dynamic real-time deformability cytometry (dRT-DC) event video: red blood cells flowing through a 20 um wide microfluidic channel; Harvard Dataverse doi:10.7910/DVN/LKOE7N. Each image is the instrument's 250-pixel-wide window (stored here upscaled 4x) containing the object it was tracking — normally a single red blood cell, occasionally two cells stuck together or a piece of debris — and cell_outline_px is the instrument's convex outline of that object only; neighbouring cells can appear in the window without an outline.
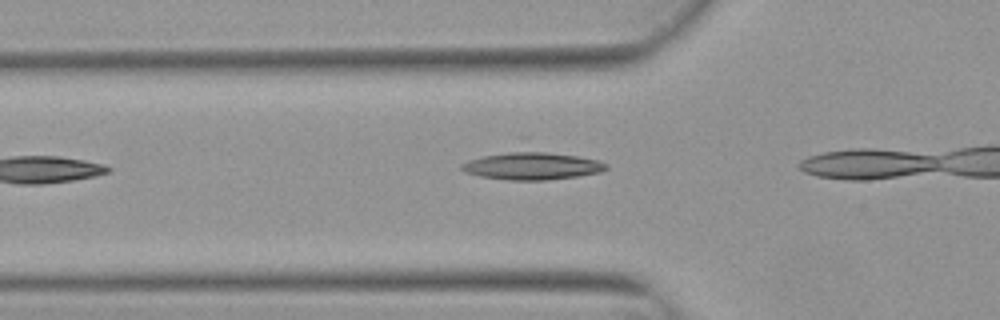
{"species": "Egyptian fruit bat (a non-hibernating species)", "species_latin": "Rousettus aegyptiacus", "temperature_condition": "warm", "stored_images_in_passage": 5, "camera_frame_rate_fps": 3000, "um_per_image_px": 0.085, "animal": {"sex": "female"}, "frame": {"image": 1, "passage_image": 3, "time_ms": 0.667, "image_size_px": [1000, 320], "cell_outline_px": [[608, 168], [600, 172], [576, 176], [544, 180], [508, 180], [480, 176], [464, 172], [460, 168], [460, 164], [468, 160], [520, 136], [528, 136], [600, 160], [608, 164]], "centroid_in_image_um": [45.18, 13.75], "position_along_channel_um": 80.6, "area_um2": 29.82}}